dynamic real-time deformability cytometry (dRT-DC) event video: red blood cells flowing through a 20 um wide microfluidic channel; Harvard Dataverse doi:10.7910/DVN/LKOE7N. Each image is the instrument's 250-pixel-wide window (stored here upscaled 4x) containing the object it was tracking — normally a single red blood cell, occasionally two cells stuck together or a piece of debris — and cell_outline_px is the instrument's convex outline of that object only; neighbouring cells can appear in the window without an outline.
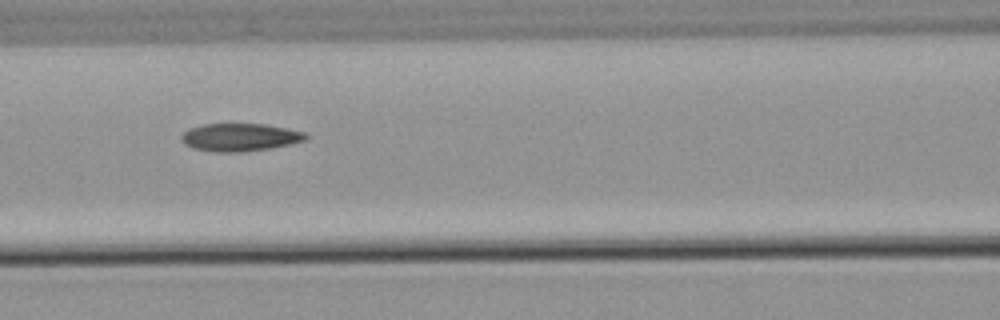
{"species": "common noctule bat (a hibernating species)", "species_latin": "Nyctalus noctula", "temperature_condition": "warm", "stored_images_in_passage": 5, "camera_frame_rate_fps": 3000, "um_per_image_px": 0.085, "animal": {"sex": "male", "body_mass_g": 21.5, "forearm_length_mm": 52.0}, "frame": {"image": 1, "passage_image": 5, "time_ms": 4.667, "image_size_px": [1000, 320], "cell_outline_px": [[308, 136], [304, 140], [288, 144], [268, 148], [240, 152], [216, 152], [192, 148], [184, 144], [180, 140], [180, 136], [188, 128], [204, 124], [264, 124], [288, 128], [304, 132]], "centroid_in_image_um": [20.33, 11.66], "position_along_channel_um": 146.3, "area_um2": 20.06}}